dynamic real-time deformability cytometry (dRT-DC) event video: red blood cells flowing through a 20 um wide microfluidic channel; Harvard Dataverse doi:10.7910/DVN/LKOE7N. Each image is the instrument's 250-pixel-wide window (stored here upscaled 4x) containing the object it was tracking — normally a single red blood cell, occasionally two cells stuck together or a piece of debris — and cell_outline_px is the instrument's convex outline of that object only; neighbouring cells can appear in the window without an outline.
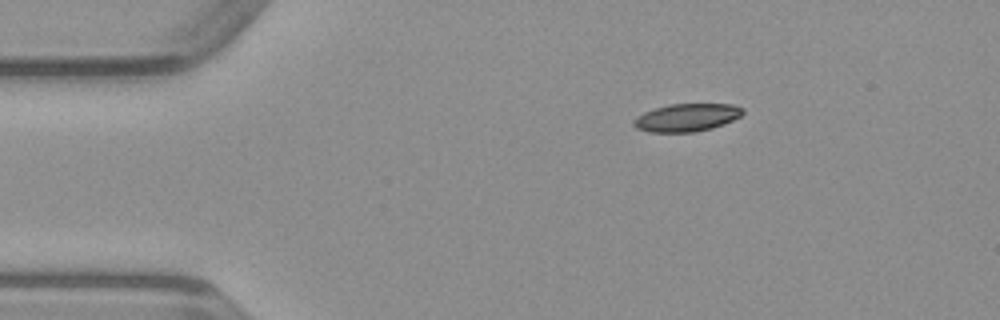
{"species": "common noctule bat (a hibernating species)", "species_latin": "Nyctalus noctula", "temperature_condition": "warm", "stored_images_in_passage": 42, "camera_frame_rate_fps": 3000, "um_per_image_px": 0.085, "animal": {"sex": "male", "body_mass_g": 23.1, "forearm_length_mm": 52.7}, "frame": {"image": 1, "passage_image": 1, "time_ms": 0.0, "image_size_px": [1000, 320], "cell_outline_px": [[744, 112], [740, 116], [724, 124], [712, 128], [696, 132], [648, 132], [636, 128], [632, 124], [632, 120], [636, 116], [644, 112], [668, 104], [732, 104], [744, 108]], "centroid_in_image_um": [58.35, 9.99], "position_along_channel_um": 26.6, "area_um2": 17.8}}
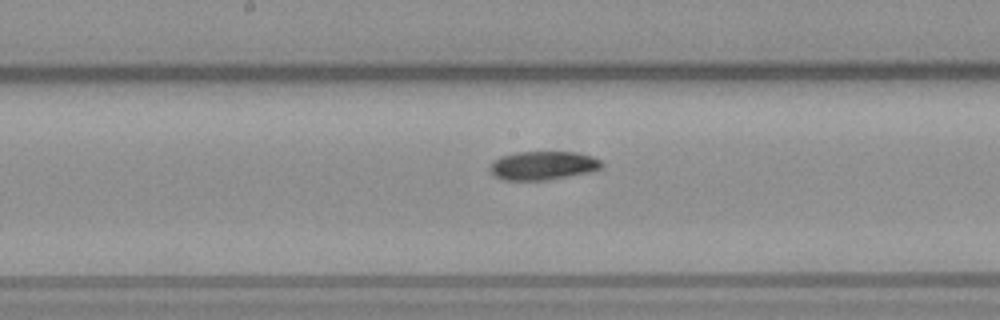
{"frame": {"image": 2, "passage_image": 18, "time_ms": 5.667, "image_size_px": [1000, 320], "cell_outline_px": [[604, 164], [600, 168], [588, 172], [548, 180], [504, 180], [492, 176], [488, 168], [492, 160], [500, 156], [516, 152], [572, 152], [592, 156], [600, 160]], "centroid_in_image_um": [46.07, 14.07], "position_along_channel_um": 202.1, "area_um2": 18.79}}
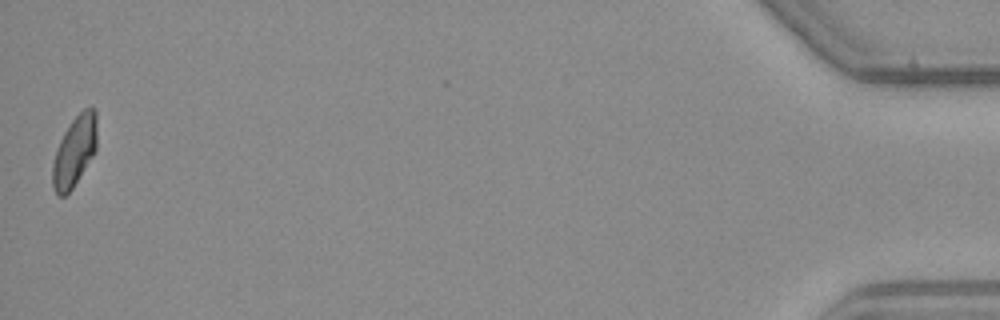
{"frame": {"image": 3, "passage_image": 42, "time_ms": 13.667, "image_size_px": [1000, 320], "cell_outline_px": [[96, 152], [72, 188], [64, 196], [56, 196], [52, 188], [52, 164], [60, 140], [64, 132], [72, 120], [84, 108], [96, 108]], "centroid_in_image_um": [6.33, 12.88], "position_along_channel_um": 428.9, "area_um2": 18.21}}